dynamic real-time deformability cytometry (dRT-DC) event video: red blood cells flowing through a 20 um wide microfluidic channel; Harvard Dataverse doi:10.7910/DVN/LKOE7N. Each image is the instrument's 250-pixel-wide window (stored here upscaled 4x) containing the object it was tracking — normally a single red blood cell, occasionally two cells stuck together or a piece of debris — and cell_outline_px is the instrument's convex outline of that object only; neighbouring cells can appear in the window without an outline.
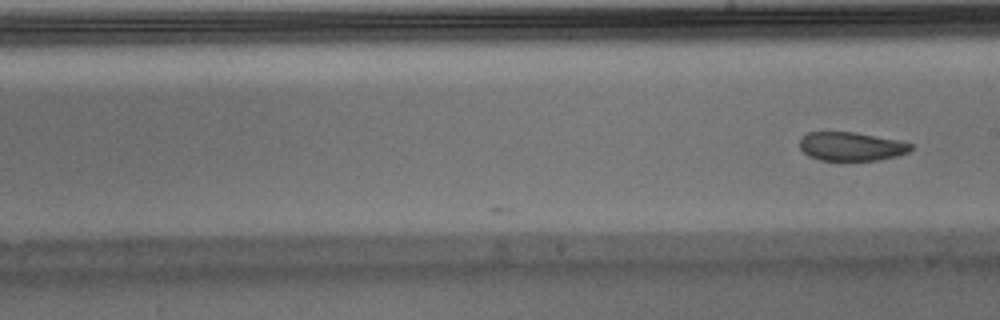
{"species": "Egyptian fruit bat (a non-hibernating species)", "species_latin": "Rousettus aegyptiacus", "temperature_condition": "warm", "stored_images_in_passage": 19, "camera_frame_rate_fps": 3000, "um_per_image_px": 0.085, "animal": {"sex": "male"}, "frame": {"image": 1, "passage_image": 19, "time_ms": 6.0, "image_size_px": [1000, 320], "cell_outline_px": [[912, 148], [908, 152], [896, 156], [876, 160], [844, 164], [820, 160], [808, 156], [800, 148], [800, 140], [808, 132], [856, 132], [900, 140], [912, 144]], "centroid_in_image_um": [72.35, 12.49], "position_along_channel_um": 216.7, "area_um2": 19.36}}